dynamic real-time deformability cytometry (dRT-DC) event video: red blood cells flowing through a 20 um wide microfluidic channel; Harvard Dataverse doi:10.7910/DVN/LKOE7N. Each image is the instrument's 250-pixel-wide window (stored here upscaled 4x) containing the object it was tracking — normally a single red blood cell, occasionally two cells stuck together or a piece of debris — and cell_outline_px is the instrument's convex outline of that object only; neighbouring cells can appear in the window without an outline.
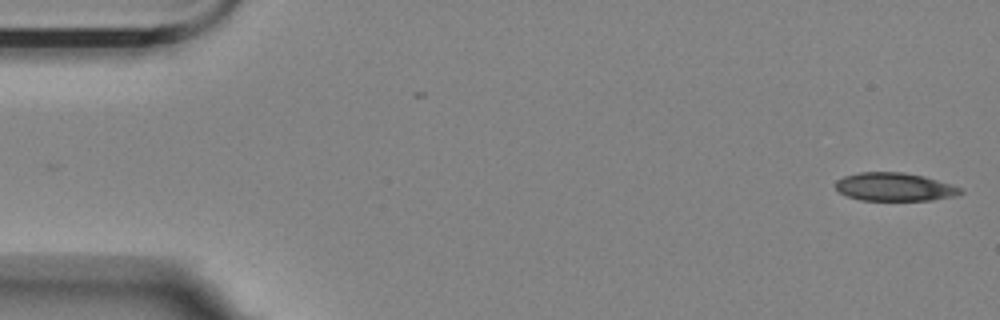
{"species": "Egyptian fruit bat (a non-hibernating species)", "species_latin": "Rousettus aegyptiacus", "temperature_condition": "room temperature", "stored_images_in_passage": 15, "camera_frame_rate_fps": 3000, "um_per_image_px": 0.085, "animal": {"sex": "female"}, "frame": {"image": 1, "passage_image": 1, "time_ms": 0.0, "image_size_px": [1000, 320], "cell_outline_px": [[964, 192], [956, 196], [932, 200], [860, 200], [848, 196], [840, 192], [836, 188], [836, 180], [844, 176], [860, 172], [904, 172], [924, 176], [960, 188]], "centroid_in_image_um": [76.02, 15.89], "position_along_channel_um": 9.0, "area_um2": 20.4}}
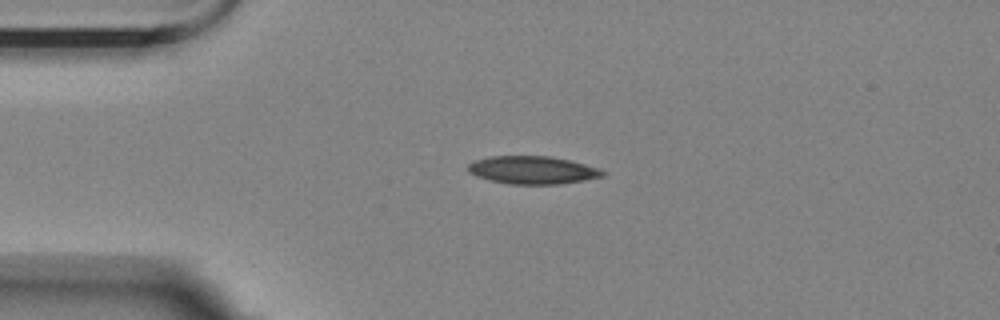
{"frame": {"image": 2, "passage_image": 12, "time_ms": 3.667, "image_size_px": [1000, 320], "cell_outline_px": [[604, 176], [584, 180], [560, 184], [508, 184], [488, 180], [476, 176], [468, 172], [468, 164], [476, 160], [492, 156], [552, 156], [600, 168], [604, 172]], "centroid_in_image_um": [45.25, 14.46], "position_along_channel_um": 39.7, "area_um2": 21.85}}